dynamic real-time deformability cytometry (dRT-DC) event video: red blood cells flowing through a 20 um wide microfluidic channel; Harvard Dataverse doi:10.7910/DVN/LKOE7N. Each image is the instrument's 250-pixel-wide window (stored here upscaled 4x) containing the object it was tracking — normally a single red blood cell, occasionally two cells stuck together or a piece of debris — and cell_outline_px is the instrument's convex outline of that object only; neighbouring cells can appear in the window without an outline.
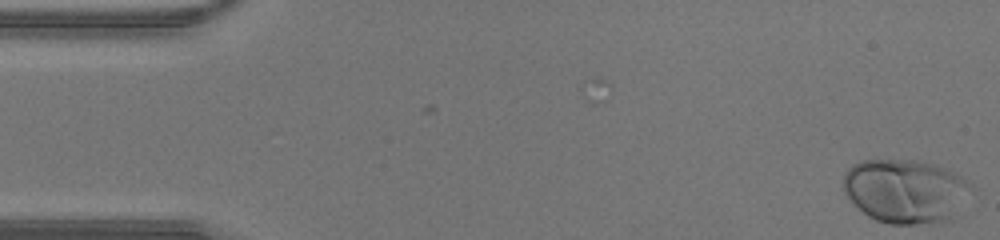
{"species": "human", "species_latin": "Homo sapiens", "temperature_condition": "warm", "stored_images_in_passage": 2, "camera_frame_rate_fps": 3000, "um_per_image_px": 0.085, "donor": {"sex": "male"}, "frame": {"image": 1, "passage_image": 2, "time_ms": 0.333, "image_size_px": [1000, 240], "cell_outline_px": [[968, 184], [952, 220], [916, 224], [888, 224], [876, 220], [868, 216], [844, 192], [844, 172], [852, 164], [860, 160], [920, 160], [936, 164], [968, 180]], "centroid_in_image_um": [76.88, 16.22], "position_along_channel_um": 8.1, "area_um2": 46.7}}